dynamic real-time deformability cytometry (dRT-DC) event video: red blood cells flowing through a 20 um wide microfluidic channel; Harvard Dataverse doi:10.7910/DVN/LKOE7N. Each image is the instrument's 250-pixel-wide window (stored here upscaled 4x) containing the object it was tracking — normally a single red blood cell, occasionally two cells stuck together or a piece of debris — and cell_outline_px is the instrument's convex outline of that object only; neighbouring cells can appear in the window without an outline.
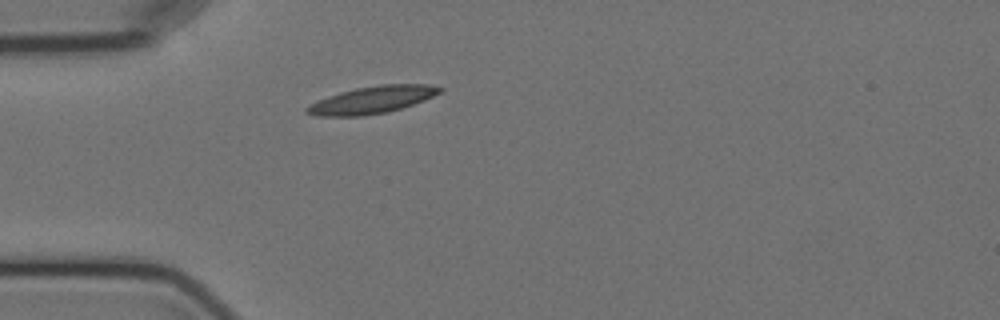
{"species": "Egyptian fruit bat (a non-hibernating species)", "species_latin": "Rousettus aegyptiacus", "temperature_condition": "cold", "stored_images_in_passage": 1, "camera_frame_rate_fps": 3000, "um_per_image_px": 0.085, "animal": {"sex": "female"}, "frame": {"image": 1, "passage_image": 1, "time_ms": 0.0, "image_size_px": [1000, 320], "cell_outline_px": [[444, 92], [424, 100], [388, 112], [360, 116], [316, 116], [304, 112], [304, 108], [308, 104], [328, 96], [340, 92], [356, 88], [380, 84], [428, 84], [444, 88]], "centroid_in_image_um": [31.62, 8.48], "position_along_channel_um": 53.4, "area_um2": 21.21}}